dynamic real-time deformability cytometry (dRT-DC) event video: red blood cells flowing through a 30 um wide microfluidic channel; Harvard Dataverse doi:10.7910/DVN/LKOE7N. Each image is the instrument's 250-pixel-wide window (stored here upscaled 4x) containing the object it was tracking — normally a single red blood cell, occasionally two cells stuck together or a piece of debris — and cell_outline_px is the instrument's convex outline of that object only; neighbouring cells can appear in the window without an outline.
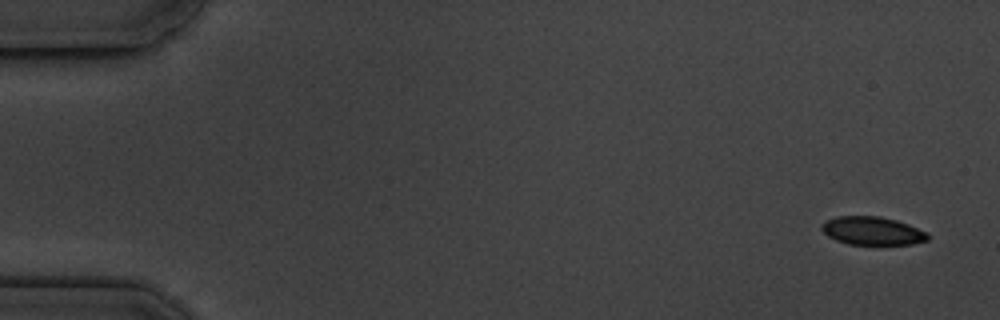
{"species": "common noctule bat (a hibernating species)", "species_latin": "Nyctalus noctula", "temperature_condition": "cold", "stored_images_in_passage": 5, "camera_frame_rate_fps": 3000, "um_per_image_px": 0.085, "animal": {"sex": "male", "body_mass_g": 19.5, "forearm_length_mm": 54.6}, "frame": {"image": 1, "passage_image": 1, "time_ms": 0.0, "image_size_px": [1000, 320], "cell_outline_px": [[928, 240], [912, 244], [848, 244], [836, 240], [828, 236], [820, 228], [820, 224], [824, 220], [836, 216], [880, 216], [896, 220], [908, 224], [928, 232]], "centroid_in_image_um": [74.12, 19.61], "position_along_channel_um": 10.9, "area_um2": 17.57}}
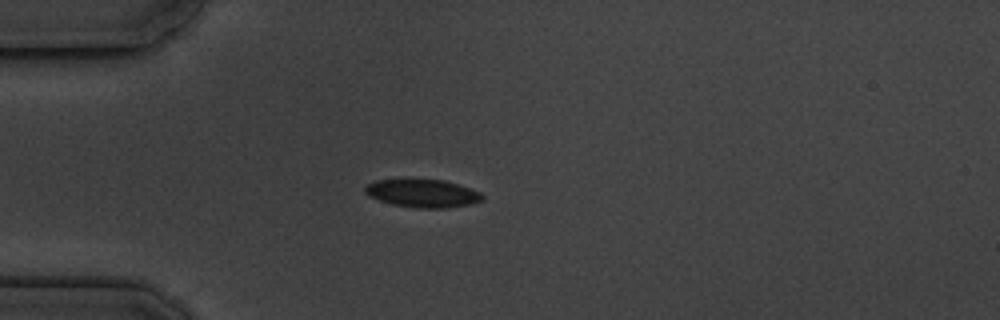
{"frame": {"image": 2, "passage_image": 5, "time_ms": 4.333, "image_size_px": [1000, 320], "cell_outline_px": [[484, 196], [480, 200], [468, 204], [444, 208], [420, 208], [392, 204], [368, 196], [364, 192], [364, 188], [368, 184], [376, 180], [444, 180], [480, 192]], "centroid_in_image_um": [35.88, 16.43], "position_along_channel_um": 49.1, "area_um2": 18.67}}